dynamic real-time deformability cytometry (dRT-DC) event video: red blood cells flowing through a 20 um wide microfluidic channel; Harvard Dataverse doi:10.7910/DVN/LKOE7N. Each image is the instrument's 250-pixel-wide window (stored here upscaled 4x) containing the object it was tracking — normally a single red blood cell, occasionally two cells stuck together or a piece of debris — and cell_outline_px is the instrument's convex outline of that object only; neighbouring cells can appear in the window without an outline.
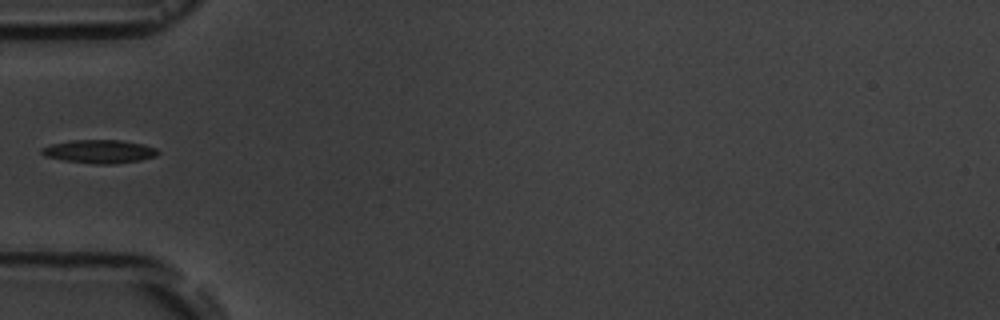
{"species": "common noctule bat (a hibernating species)", "species_latin": "Nyctalus noctula", "temperature_condition": "room temperature", "stored_images_in_passage": 4, "camera_frame_rate_fps": 3000, "um_per_image_px": 0.085, "animal": {"sex": "male", "body_mass_g": 19.5, "forearm_length_mm": 54.6}, "frame": {"image": 1, "passage_image": 4, "time_ms": 4.333, "image_size_px": [1000, 320], "cell_outline_px": [[160, 152], [156, 156], [140, 160], [112, 164], [92, 164], [64, 160], [44, 156], [40, 152], [40, 148], [52, 144], [72, 140], [120, 140], [140, 144], [156, 148]], "centroid_in_image_um": [8.42, 12.88], "position_along_channel_um": 76.6, "area_um2": 15.78}}